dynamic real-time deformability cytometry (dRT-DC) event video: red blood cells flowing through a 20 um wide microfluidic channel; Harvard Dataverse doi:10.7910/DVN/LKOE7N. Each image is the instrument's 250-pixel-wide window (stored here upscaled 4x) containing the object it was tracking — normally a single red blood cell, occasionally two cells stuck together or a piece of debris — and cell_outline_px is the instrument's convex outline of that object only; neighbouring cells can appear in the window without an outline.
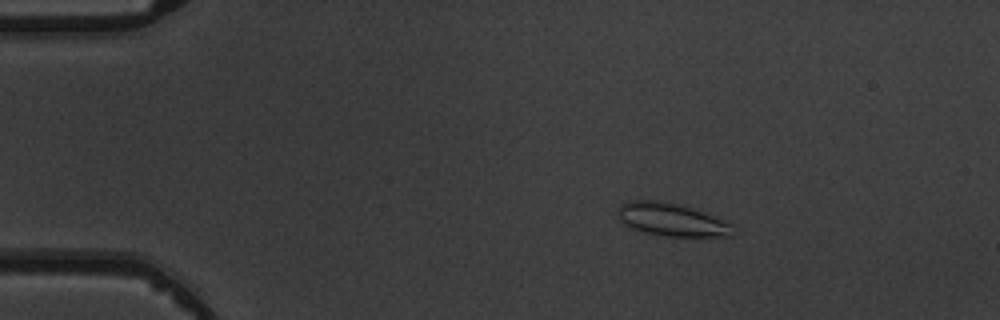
{"species": "common noctule bat (a hibernating species)", "species_latin": "Nyctalus noctula", "temperature_condition": "warm", "stored_images_in_passage": 5, "camera_frame_rate_fps": 3000, "um_per_image_px": 0.085, "animal": {"sex": "male", "body_mass_g": 19.5, "forearm_length_mm": 54.6}, "frame": {"image": 1, "passage_image": 3, "time_ms": 2.333, "image_size_px": [1000, 320], "cell_outline_px": [[732, 236], [668, 236], [648, 232], [632, 228], [624, 224], [620, 220], [620, 204], [632, 200], [660, 200], [692, 208], [704, 212], [724, 220], [732, 224]], "centroid_in_image_um": [57.11, 18.66], "position_along_channel_um": 27.9, "area_um2": 21.62}}